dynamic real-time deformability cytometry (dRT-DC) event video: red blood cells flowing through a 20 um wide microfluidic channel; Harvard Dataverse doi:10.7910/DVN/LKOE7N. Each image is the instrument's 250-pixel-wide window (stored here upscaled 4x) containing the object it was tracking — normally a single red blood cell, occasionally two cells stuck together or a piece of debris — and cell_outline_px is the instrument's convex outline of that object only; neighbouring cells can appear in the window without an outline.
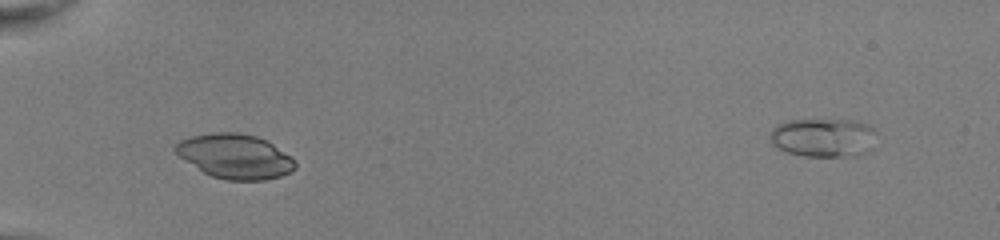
{"species": "common noctule bat (a hibernating species)", "species_latin": "Nyctalus noctula", "temperature_condition": "room temperature", "stored_images_in_passage": 34, "camera_frame_rate_fps": 3000, "um_per_image_px": 0.085, "animal": {"sex": "female", "body_mass_g": 22.0, "forearm_length_mm": 56.7}, "frame": {"image": 1, "passage_image": 1, "time_ms": 0.0, "image_size_px": [1000, 240], "cell_outline_px": [[296, 168], [280, 176], [264, 180], [228, 180], [212, 176], [204, 172], [184, 160], [172, 148], [180, 140], [192, 136], [212, 132], [240, 132], [256, 136], [272, 144], [292, 156], [296, 160]], "centroid_in_image_um": [19.98, 13.28], "position_along_channel_um": 65.0, "area_um2": 30.98}}
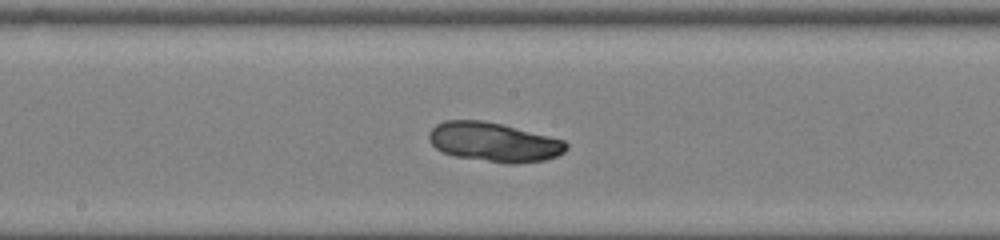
{"frame": {"image": 2, "passage_image": 12, "time_ms": 3.667, "image_size_px": [1000, 240], "cell_outline_px": [[568, 148], [564, 152], [556, 156], [544, 160], [516, 164], [508, 164], [456, 156], [444, 152], [436, 148], [428, 140], [428, 132], [436, 124], [444, 120], [484, 120], [504, 124], [564, 140], [568, 144]], "centroid_in_image_um": [41.98, 12.07], "position_along_channel_um": 206.2, "area_um2": 31.56}}
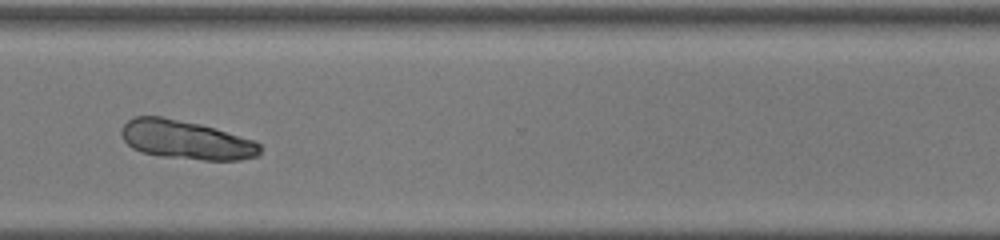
{"frame": {"image": 3, "passage_image": 23, "time_ms": 7.333, "image_size_px": [1000, 240], "cell_outline_px": [[260, 152], [256, 156], [240, 160], [204, 160], [160, 156], [140, 152], [132, 148], [120, 136], [120, 128], [128, 120], [136, 116], [160, 116], [200, 124], [252, 140], [260, 144]], "centroid_in_image_um": [15.75, 11.89], "position_along_channel_um": 354.9, "area_um2": 31.21}}